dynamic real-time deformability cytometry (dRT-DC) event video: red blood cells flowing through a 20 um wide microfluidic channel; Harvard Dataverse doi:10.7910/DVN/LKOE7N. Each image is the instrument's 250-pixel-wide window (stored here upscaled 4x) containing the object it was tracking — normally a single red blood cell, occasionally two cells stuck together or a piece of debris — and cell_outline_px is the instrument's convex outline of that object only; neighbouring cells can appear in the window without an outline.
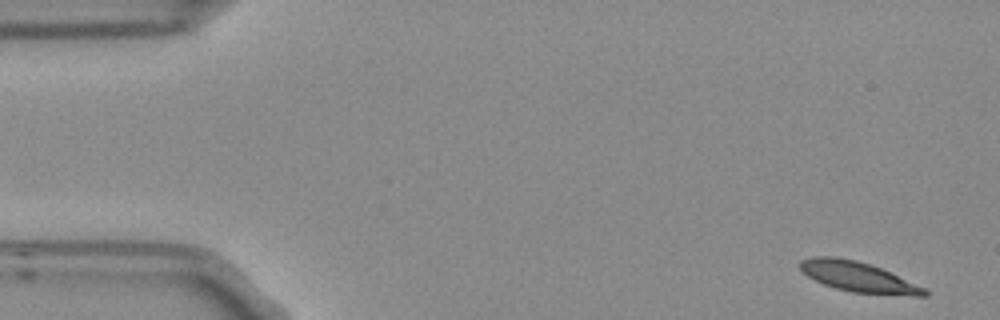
{"species": "Egyptian fruit bat (a non-hibernating species)", "species_latin": "Rousettus aegyptiacus", "temperature_condition": "room temperature", "stored_images_in_passage": 4, "camera_frame_rate_fps": 3000, "um_per_image_px": 0.085, "frame": {"image": 1, "passage_image": 1, "time_ms": 0.0, "image_size_px": [1000, 320], "cell_outline_px": [[928, 296], [912, 296], [852, 292], [836, 288], [824, 284], [808, 276], [800, 268], [800, 260], [812, 256], [836, 256], [856, 260], [880, 268], [924, 288], [928, 292]], "centroid_in_image_um": [72.92, 23.53], "position_along_channel_um": 12.1, "area_um2": 21.5}}
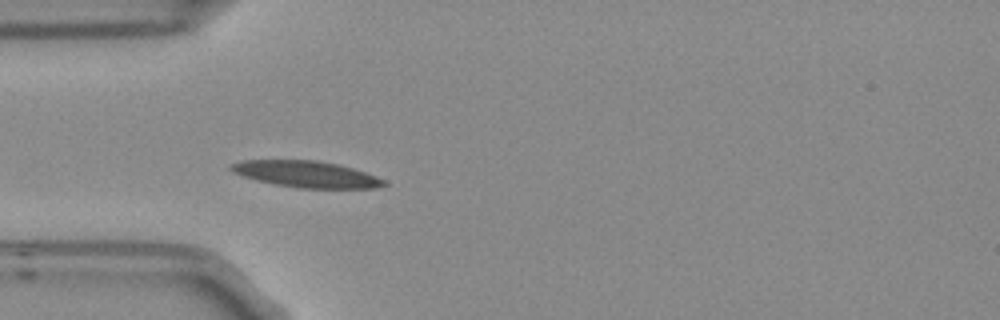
{"frame": {"image": 2, "passage_image": 4, "time_ms": 1.0, "image_size_px": [1000, 320], "cell_outline_px": [[388, 184], [376, 188], [300, 188], [276, 184], [256, 180], [232, 172], [228, 168], [232, 164], [240, 160], [316, 160], [340, 164], [376, 176], [384, 180]], "centroid_in_image_um": [26.03, 14.8], "position_along_channel_um": 59.0, "area_um2": 23.47}}